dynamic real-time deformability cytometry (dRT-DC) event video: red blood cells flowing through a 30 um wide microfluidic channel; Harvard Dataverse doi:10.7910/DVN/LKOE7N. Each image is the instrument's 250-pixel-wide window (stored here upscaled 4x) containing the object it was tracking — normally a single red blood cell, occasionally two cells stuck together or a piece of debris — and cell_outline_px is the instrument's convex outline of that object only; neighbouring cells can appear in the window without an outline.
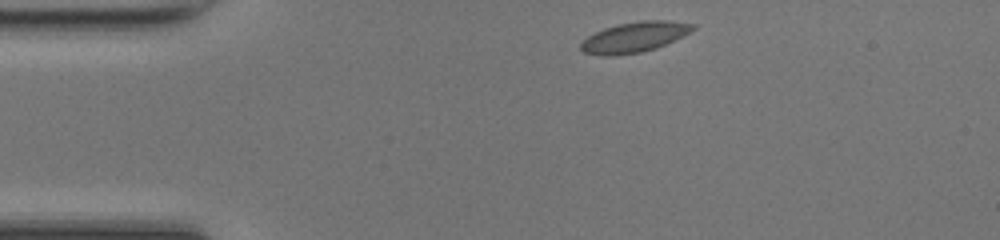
{"species": "common noctule bat (a hibernating species)", "species_latin": "Nyctalus noctula", "temperature_condition": "room temperature", "stored_images_in_passage": 40, "camera_frame_rate_fps": 3000, "um_per_image_px": 0.085, "animal": {"sex": "female", "body_mass_g": 17.0, "forearm_length_mm": 48.0}, "frame": {"image": 1, "passage_image": 1, "time_ms": 0.0, "image_size_px": [1000, 240], "cell_outline_px": [[696, 28], [656, 48], [640, 52], [612, 56], [600, 56], [584, 52], [580, 48], [580, 44], [588, 36], [604, 28], [616, 24], [640, 20], [668, 20], [696, 24]], "centroid_in_image_um": [53.89, 3.14], "position_along_channel_um": 31.1, "area_um2": 19.65}}
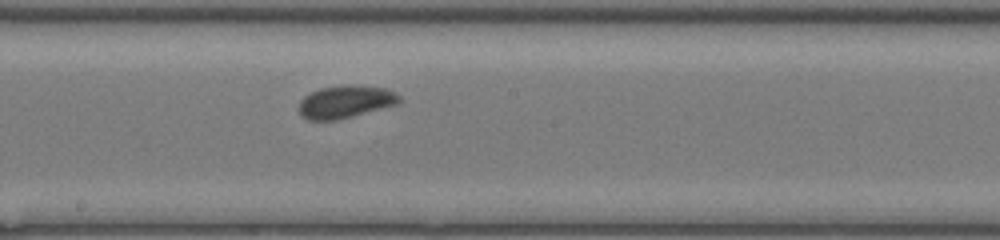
{"frame": {"image": 2, "passage_image": 18, "time_ms": 5.667, "image_size_px": [1000, 240], "cell_outline_px": [[404, 100], [400, 104], [336, 120], [308, 120], [300, 116], [300, 100], [304, 96], [320, 88], [340, 84], [352, 84], [388, 88], [400, 96]], "centroid_in_image_um": [29.41, 8.63], "position_along_channel_um": 218.8, "area_um2": 19.48}}
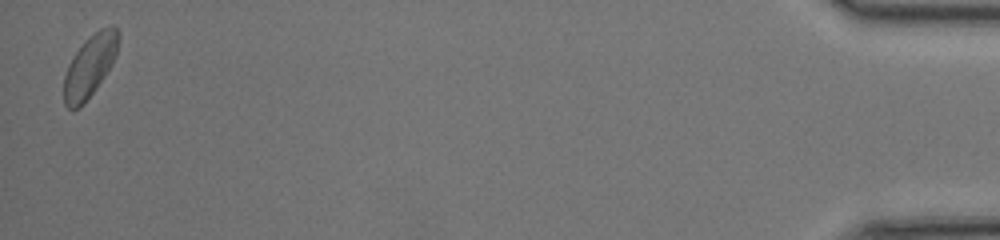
{"frame": {"image": 3, "passage_image": 40, "time_ms": 13.0, "image_size_px": [1000, 240], "cell_outline_px": [[120, 36], [116, 56], [112, 64], [96, 88], [84, 104], [80, 108], [72, 112], [64, 104], [64, 76], [68, 64], [72, 56], [100, 28], [112, 24], [120, 32]], "centroid_in_image_um": [7.64, 5.65], "position_along_channel_um": 427.6, "area_um2": 19.71}, "authors_computed_cell_mechanics": {"area_um2": 18.9873, "velocity_mm_per_s": 4.2097, "shape_relaxation_time_tau1_ms": 1.4303, "shape_relaxation_time_tau2_ms": null, "deformation_change_tau1": 0.0624, "deformation_change_tau2": null}}